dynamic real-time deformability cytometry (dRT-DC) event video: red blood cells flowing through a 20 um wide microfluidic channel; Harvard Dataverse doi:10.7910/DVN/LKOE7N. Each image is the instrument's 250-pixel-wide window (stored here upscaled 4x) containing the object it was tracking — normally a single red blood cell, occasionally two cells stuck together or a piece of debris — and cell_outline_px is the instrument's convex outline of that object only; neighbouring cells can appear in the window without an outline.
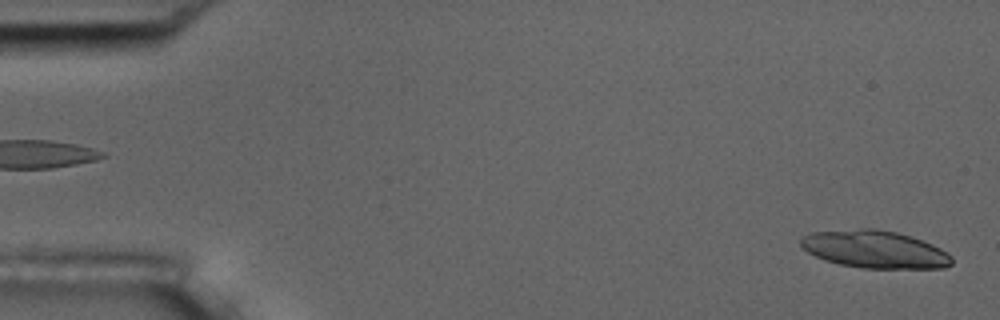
{"species": "common noctule bat (a hibernating species)", "species_latin": "Nyctalus noctula", "temperature_condition": "room temperature", "stored_images_in_passage": 2, "camera_frame_rate_fps": 3000, "um_per_image_px": 0.085, "animal": {"sex": "male", "body_mass_g": 17.5, "forearm_length_mm": 52.3}, "frame": {"image": 1, "passage_image": 2, "time_ms": 2.0, "image_size_px": [1000, 320], "cell_outline_px": [[952, 264], [944, 268], [860, 268], [840, 264], [824, 260], [808, 252], [800, 244], [800, 240], [804, 236], [812, 232], [860, 228], [876, 228], [896, 232], [932, 244], [948, 252], [952, 256]], "centroid_in_image_um": [74.36, 21.19], "position_along_channel_um": 10.6, "area_um2": 33.0}}